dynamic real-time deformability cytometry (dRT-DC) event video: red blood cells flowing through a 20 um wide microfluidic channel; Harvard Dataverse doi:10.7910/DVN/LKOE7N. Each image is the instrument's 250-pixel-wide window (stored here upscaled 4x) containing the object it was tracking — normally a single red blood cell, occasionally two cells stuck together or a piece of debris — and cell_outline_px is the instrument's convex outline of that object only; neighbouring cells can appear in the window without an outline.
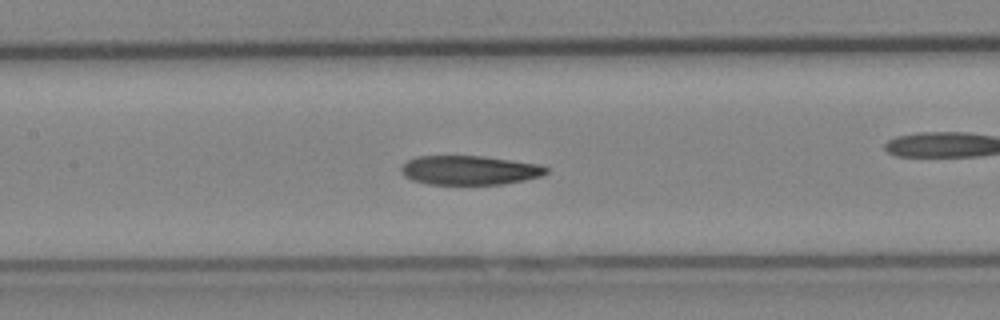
{"species": "Egyptian fruit bat (a non-hibernating species)", "species_latin": "Rousettus aegyptiacus", "temperature_condition": "cold", "stored_images_in_passage": 39, "camera_frame_rate_fps": 3000, "um_per_image_px": 0.085, "animal": {"sex": "female"}, "frame": {"image": 1, "passage_image": 12, "time_ms": 3.667, "image_size_px": [1000, 320], "cell_outline_px": [[548, 172], [540, 176], [524, 180], [504, 184], [428, 184], [412, 180], [404, 176], [400, 172], [400, 168], [408, 160], [416, 156], [484, 156], [540, 164], [548, 168]], "centroid_in_image_um": [39.9, 14.46], "position_along_channel_um": 167.5, "area_um2": 24.74}, "authors_computed_cell_mechanics": {"area_um2": 25.2586, "velocity_mm_per_s": 4.1001, "shape_relaxation_time_tau1_ms": 8.7791, "shape_relaxation_time_tau2_ms": 11.2478, "deformation_change_tau1": 0.2024, "deformation_change_tau2": 0.2278}}